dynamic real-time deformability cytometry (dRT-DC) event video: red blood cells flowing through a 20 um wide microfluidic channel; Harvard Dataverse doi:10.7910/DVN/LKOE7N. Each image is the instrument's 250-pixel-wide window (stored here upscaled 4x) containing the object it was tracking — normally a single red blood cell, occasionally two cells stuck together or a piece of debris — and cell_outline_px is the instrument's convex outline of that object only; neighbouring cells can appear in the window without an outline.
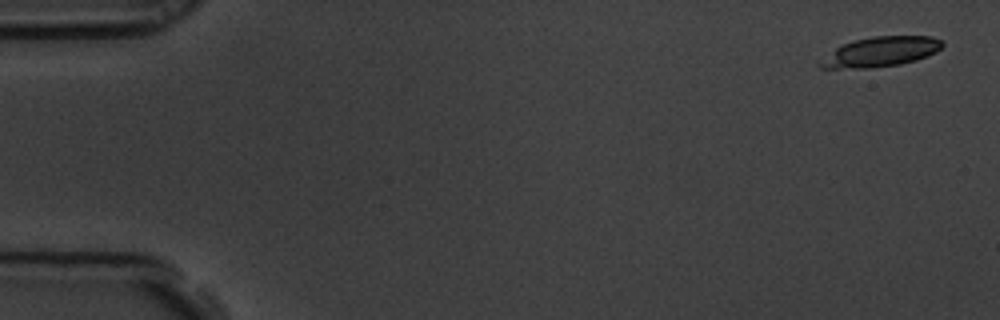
{"species": "common noctule bat (a hibernating species)", "species_latin": "Nyctalus noctula", "temperature_condition": "room temperature", "stored_images_in_passage": 8, "camera_frame_rate_fps": 3000, "um_per_image_px": 0.085, "animal": {"sex": "male", "body_mass_g": 19.5, "forearm_length_mm": 54.6}, "frame": {"image": 1, "passage_image": 1, "time_ms": 0.0, "image_size_px": [1000, 320], "cell_outline_px": [[944, 44], [936, 52], [916, 60], [900, 64], [872, 68], [820, 68], [816, 64], [836, 48], [844, 44], [856, 40], [872, 36], [928, 36], [940, 40]], "centroid_in_image_um": [74.84, 4.41], "position_along_channel_um": 10.2, "area_um2": 20.98}}
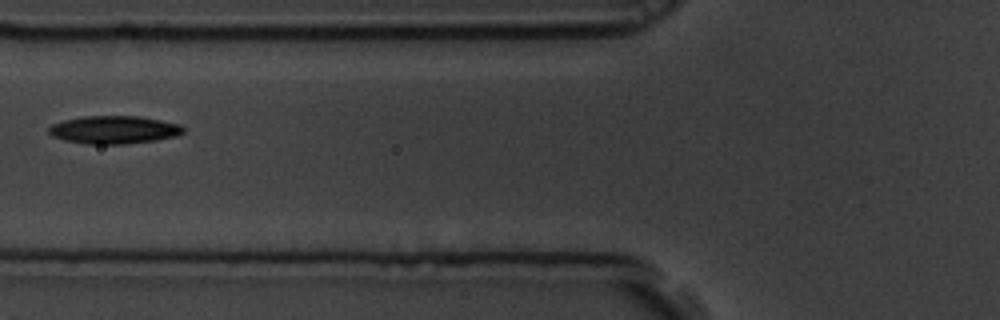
{"frame": {"image": 2, "passage_image": 7, "time_ms": 2.0, "image_size_px": [1000, 320], "cell_outline_px": [[184, 132], [176, 136], [156, 140], [124, 144], [88, 144], [64, 140], [52, 136], [48, 132], [48, 128], [52, 124], [64, 120], [84, 116], [140, 116], [180, 124], [184, 128]], "centroid_in_image_um": [9.69, 11.03], "position_along_channel_um": 116.1, "area_um2": 21.91}}
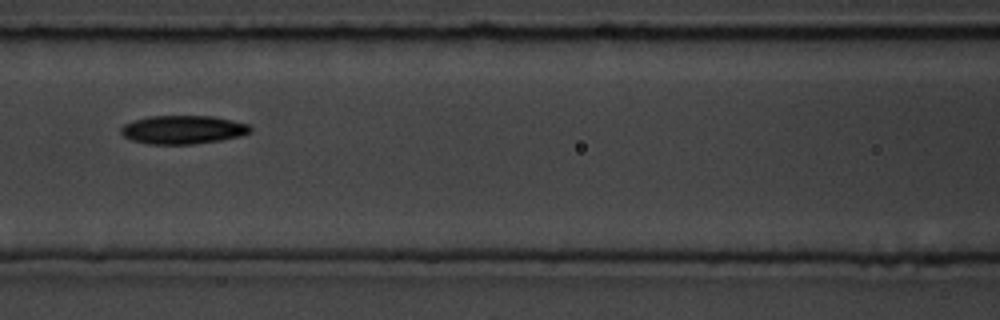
{"frame": {"image": 3, "passage_image": 8, "time_ms": 2.333, "image_size_px": [1000, 320], "cell_outline_px": [[252, 132], [240, 136], [220, 140], [192, 144], [148, 144], [132, 140], [124, 136], [120, 132], [120, 128], [124, 124], [148, 116], [212, 116], [248, 124], [252, 128]], "centroid_in_image_um": [15.55, 11.02], "position_along_channel_um": 151.1, "area_um2": 21.39}}